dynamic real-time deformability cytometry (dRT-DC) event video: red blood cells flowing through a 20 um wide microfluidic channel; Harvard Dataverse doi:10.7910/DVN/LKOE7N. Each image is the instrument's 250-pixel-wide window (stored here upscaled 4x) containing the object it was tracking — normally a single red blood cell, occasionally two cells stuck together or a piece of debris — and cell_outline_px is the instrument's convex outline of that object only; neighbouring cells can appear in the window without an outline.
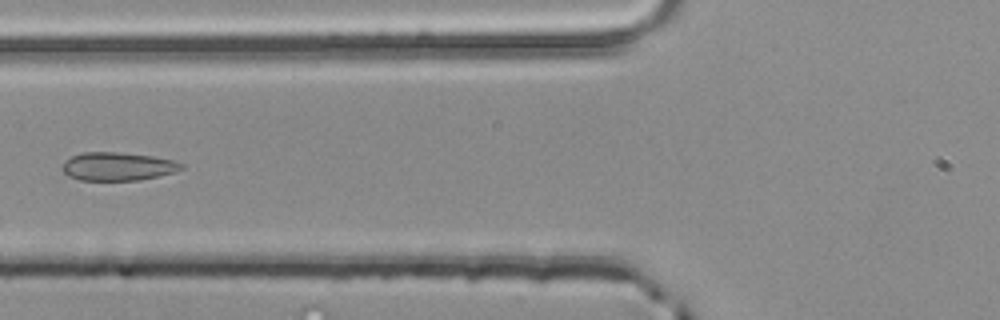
{"species": "common noctule bat (a hibernating species)", "species_latin": "Nyctalus noctula", "temperature_condition": "room temperature", "stored_images_in_passage": 4, "camera_frame_rate_fps": 3000, "um_per_image_px": 0.085, "animal": {"sex": "male", "body_mass_g": 20.4}, "frame": {"image": 1, "passage_image": 4, "time_ms": 1.0, "image_size_px": [1000, 320], "cell_outline_px": [[184, 168], [176, 172], [140, 180], [80, 180], [68, 176], [60, 168], [64, 160], [72, 156], [84, 152], [116, 152], [152, 156], [176, 160], [184, 164]], "centroid_in_image_um": [10.02, 14.14], "position_along_channel_um": 115.8, "area_um2": 19.83}}